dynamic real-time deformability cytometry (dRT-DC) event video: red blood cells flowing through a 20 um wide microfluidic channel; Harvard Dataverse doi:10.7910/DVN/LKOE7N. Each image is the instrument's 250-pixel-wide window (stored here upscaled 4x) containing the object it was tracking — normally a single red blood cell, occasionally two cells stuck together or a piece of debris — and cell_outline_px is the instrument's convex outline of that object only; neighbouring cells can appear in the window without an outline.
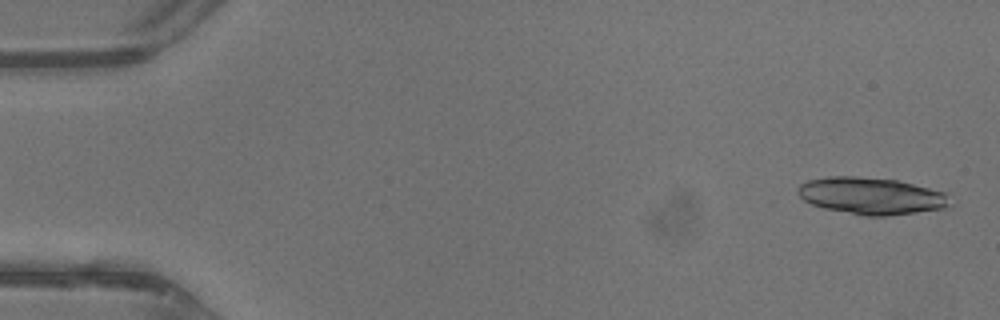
{"species": "common noctule bat (a hibernating species)", "species_latin": "Nyctalus noctula", "temperature_condition": "warm", "stored_images_in_passage": 29, "segment_of_instrument_passage": [1, 2], "camera_frame_rate_fps": 3000, "um_per_image_px": 0.085, "animal": {"sex": "male", "body_mass_g": 13.3}, "frame": {"image": 1, "passage_image": 2, "time_ms": 0.333, "image_size_px": [1000, 320], "cell_outline_px": [[952, 204], [944, 208], [888, 216], [868, 216], [824, 208], [812, 204], [804, 200], [800, 196], [796, 188], [800, 184], [808, 180], [828, 176], [856, 176], [896, 180], [948, 192]], "centroid_in_image_um": [74.09, 16.64], "position_along_channel_um": 10.9, "area_um2": 32.83}}
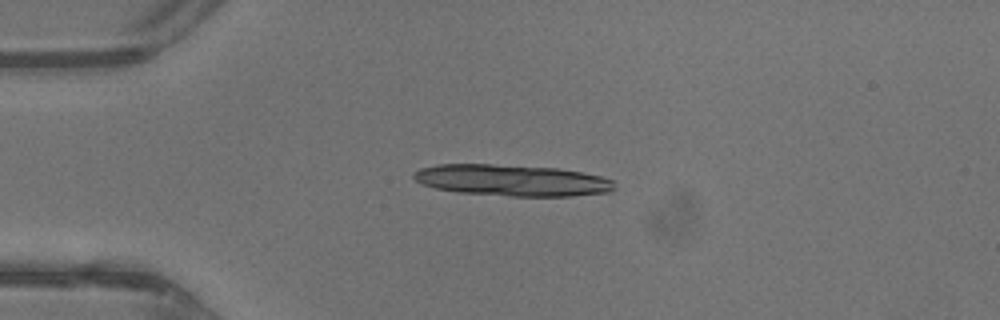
{"frame": {"image": 2, "passage_image": 11, "time_ms": 3.333, "image_size_px": [1000, 320], "cell_outline_px": [[616, 188], [608, 192], [572, 196], [512, 196], [456, 192], [436, 188], [424, 184], [416, 180], [412, 176], [412, 172], [420, 168], [436, 164], [492, 164], [556, 168], [584, 172], [600, 176], [612, 180]], "centroid_in_image_um": [43.51, 15.32], "position_along_channel_um": 41.5, "area_um2": 36.76}}